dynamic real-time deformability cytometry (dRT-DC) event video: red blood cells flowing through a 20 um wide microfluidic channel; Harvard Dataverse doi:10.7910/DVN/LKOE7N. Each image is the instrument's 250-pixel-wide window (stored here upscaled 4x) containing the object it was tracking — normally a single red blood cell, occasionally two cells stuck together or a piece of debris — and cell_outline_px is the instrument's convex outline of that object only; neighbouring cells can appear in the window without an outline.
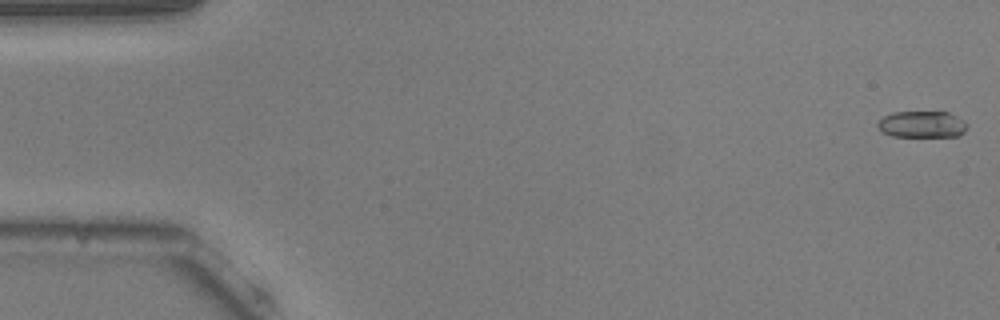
{"species": "common noctule bat (a hibernating species)", "species_latin": "Nyctalus noctula", "temperature_condition": "warm", "stored_images_in_passage": 34, "camera_frame_rate_fps": 3000, "um_per_image_px": 0.085, "animal": {"sex": "male", "body_mass_g": 20.5, "forearm_length_mm": 52.5}, "frame": {"image": 1, "passage_image": 1, "time_ms": 0.0, "image_size_px": [1000, 320], "cell_outline_px": [[968, 128], [964, 132], [956, 136], [892, 136], [880, 132], [876, 124], [884, 116], [892, 112], [948, 112], [964, 120], [968, 124]], "centroid_in_image_um": [78.36, 10.57], "position_along_channel_um": 6.6, "area_um2": 13.93}}
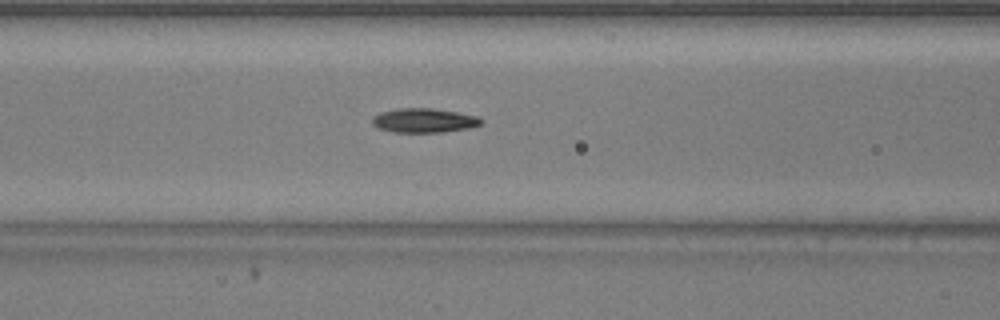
{"frame": {"image": 2, "passage_image": 22, "time_ms": 7.0, "image_size_px": [1000, 320], "cell_outline_px": [[484, 120], [480, 124], [468, 128], [440, 132], [392, 132], [380, 128], [372, 124], [372, 116], [380, 112], [396, 108], [432, 108], [480, 116]], "centroid_in_image_um": [36.03, 10.23], "position_along_channel_um": 130.6, "area_um2": 15.43}}
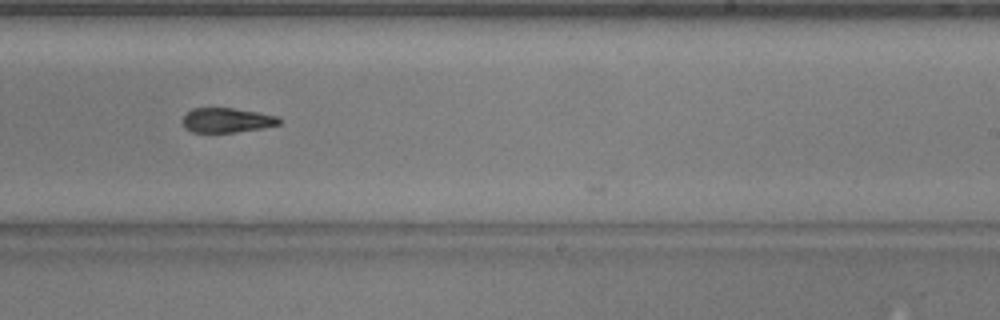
{"frame": {"image": 3, "passage_image": 33, "time_ms": 10.667, "image_size_px": [1000, 320], "cell_outline_px": [[280, 124], [264, 128], [232, 132], [192, 132], [184, 128], [184, 116], [192, 108], [232, 108], [280, 116]], "centroid_in_image_um": [19.31, 10.22], "position_along_channel_um": 269.7, "area_um2": 13.76}}